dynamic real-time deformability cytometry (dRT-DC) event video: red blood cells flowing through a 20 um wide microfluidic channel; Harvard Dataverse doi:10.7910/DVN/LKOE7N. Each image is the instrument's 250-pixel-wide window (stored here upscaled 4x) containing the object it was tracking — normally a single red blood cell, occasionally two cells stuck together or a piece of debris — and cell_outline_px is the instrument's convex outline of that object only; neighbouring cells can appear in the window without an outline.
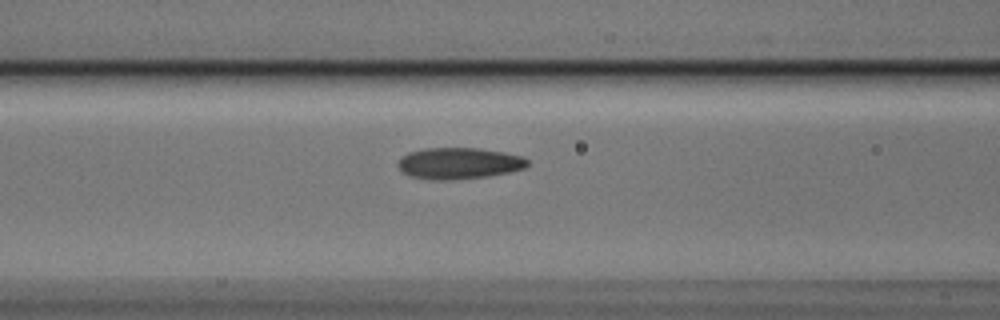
{"species": "Egyptian fruit bat (a non-hibernating species)", "species_latin": "Rousettus aegyptiacus", "temperature_condition": "cold", "stored_images_in_passage": 6, "camera_frame_rate_fps": 3000, "um_per_image_px": 0.085, "animal": {"sex": "male"}, "frame": {"image": 1, "passage_image": 6, "time_ms": 1.667, "image_size_px": [1000, 320], "cell_outline_px": [[528, 164], [524, 168], [508, 172], [488, 176], [448, 180], [432, 180], [408, 176], [396, 164], [408, 152], [424, 148], [480, 148], [504, 152], [524, 156], [528, 160]], "centroid_in_image_um": [39.01, 13.87], "position_along_channel_um": 127.6, "area_um2": 23.7}}